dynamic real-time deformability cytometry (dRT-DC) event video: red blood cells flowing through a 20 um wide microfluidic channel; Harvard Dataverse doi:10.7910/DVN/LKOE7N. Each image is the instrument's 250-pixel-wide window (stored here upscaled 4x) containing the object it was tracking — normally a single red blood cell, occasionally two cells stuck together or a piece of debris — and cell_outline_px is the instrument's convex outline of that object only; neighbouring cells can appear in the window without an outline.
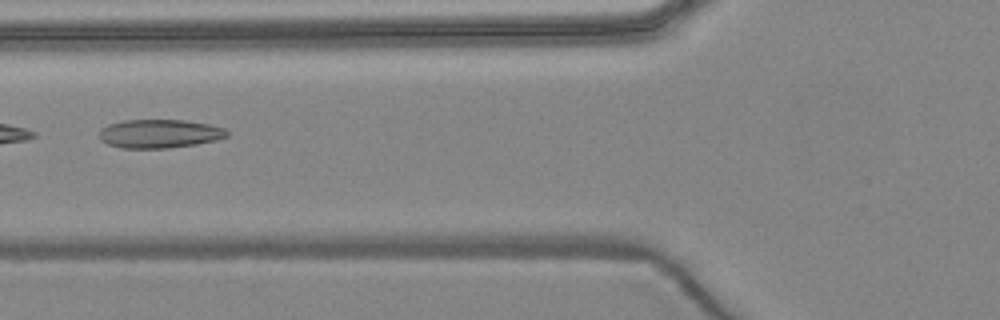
{"species": "common noctule bat (a hibernating species)", "species_latin": "Nyctalus noctula", "temperature_condition": "warm", "stored_images_in_passage": 6, "camera_frame_rate_fps": 3000, "um_per_image_px": 0.085, "animal": {"sex": "female", "body_mass_g": 24.6, "forearm_length_mm": 56.2}, "frame": {"image": 1, "passage_image": 5, "time_ms": 5.333, "image_size_px": [1000, 320], "cell_outline_px": [[228, 136], [216, 140], [196, 144], [168, 148], [120, 148], [108, 144], [100, 140], [96, 132], [100, 128], [108, 124], [124, 120], [184, 120], [208, 124], [224, 128], [228, 132]], "centroid_in_image_um": [13.49, 11.36], "position_along_channel_um": 112.3, "area_um2": 21.5}}
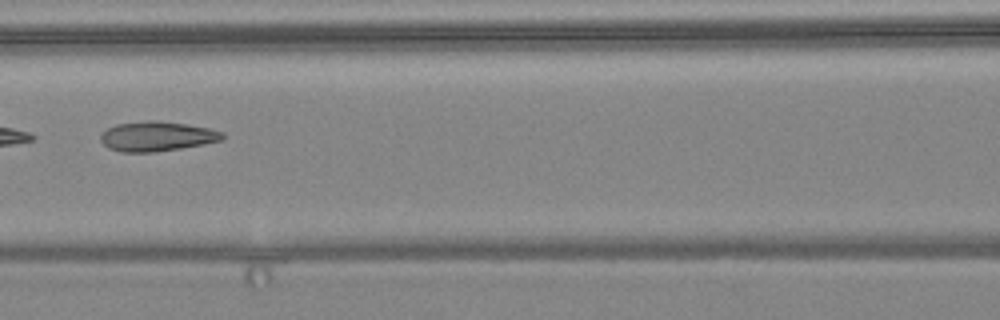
{"frame": {"image": 2, "passage_image": 6, "time_ms": 6.333, "image_size_px": [1000, 320], "cell_outline_px": [[224, 140], [204, 144], [156, 152], [120, 152], [108, 148], [100, 140], [100, 136], [108, 128], [116, 124], [148, 120], [156, 120], [188, 124], [208, 128], [224, 132]], "centroid_in_image_um": [13.35, 11.59], "position_along_channel_um": 153.2, "area_um2": 21.21}}